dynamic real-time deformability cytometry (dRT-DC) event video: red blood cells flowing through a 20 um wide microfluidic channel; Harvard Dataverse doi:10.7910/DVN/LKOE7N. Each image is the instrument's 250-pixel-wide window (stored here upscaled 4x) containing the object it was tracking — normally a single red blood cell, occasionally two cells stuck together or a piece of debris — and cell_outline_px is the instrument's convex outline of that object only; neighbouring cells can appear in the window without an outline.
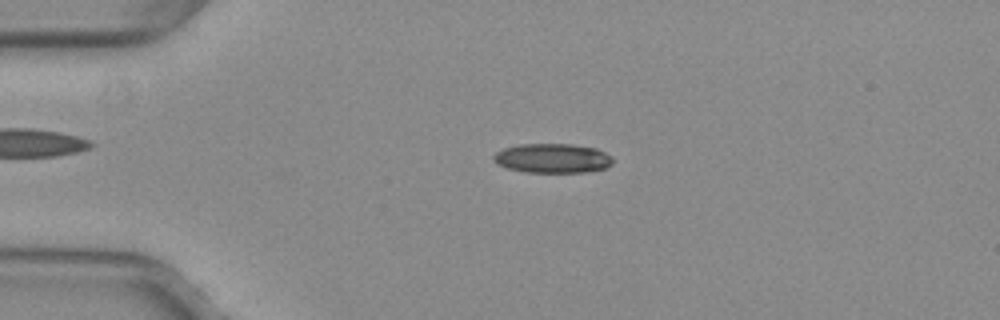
{"species": "common noctule bat (a hibernating species)", "species_latin": "Nyctalus noctula", "temperature_condition": "warm", "stored_images_in_passage": 52, "camera_frame_rate_fps": 3000, "um_per_image_px": 0.085, "animal": {"sex": "female", "body_mass_g": 29.2, "forearm_length_mm": 56.3}, "frame": {"image": 1, "passage_image": 12, "time_ms": 3.667, "image_size_px": [1000, 320], "cell_outline_px": [[612, 164], [604, 168], [584, 172], [524, 172], [508, 168], [496, 164], [492, 160], [492, 156], [496, 152], [504, 148], [520, 144], [572, 144], [596, 148], [612, 156]], "centroid_in_image_um": [46.93, 13.45], "position_along_channel_um": 38.1, "area_um2": 20.46}}
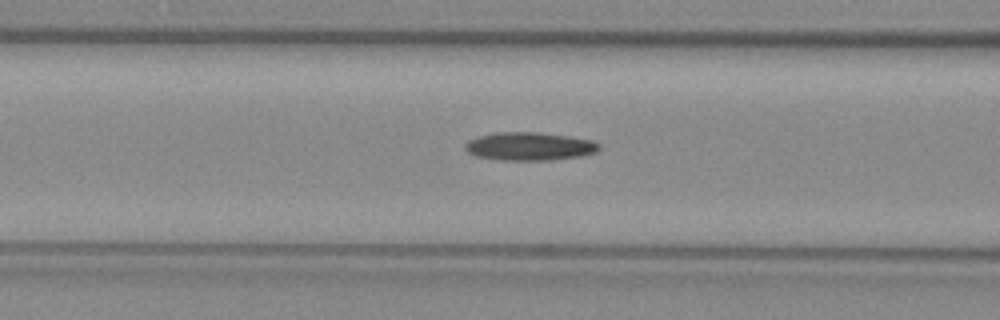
{"frame": {"image": 2, "passage_image": 21, "time_ms": 6.667, "image_size_px": [1000, 320], "cell_outline_px": [[600, 148], [596, 152], [580, 156], [552, 160], [500, 160], [476, 156], [468, 152], [464, 148], [464, 144], [468, 140], [480, 136], [496, 132], [540, 132], [568, 136], [592, 140], [600, 144]], "centroid_in_image_um": [45.0, 12.44], "position_along_channel_um": 121.6, "area_um2": 22.08}}
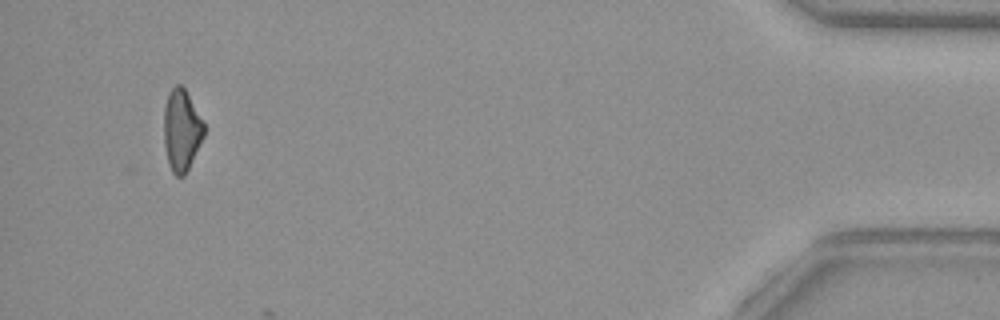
{"frame": {"image": 3, "passage_image": 49, "time_ms": 16.0, "image_size_px": [1000, 320], "cell_outline_px": [[204, 136], [184, 176], [176, 176], [172, 172], [168, 164], [164, 144], [164, 108], [168, 92], [176, 84], [180, 84], [184, 88], [204, 124]], "centroid_in_image_um": [15.41, 11.07], "position_along_channel_um": 419.8, "area_um2": 18.84}}